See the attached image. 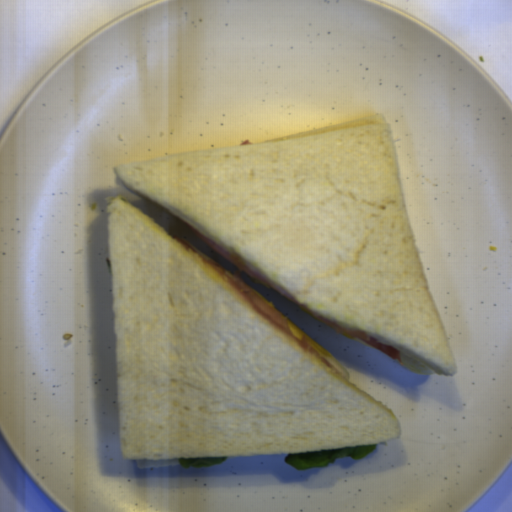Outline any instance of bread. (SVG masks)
Segmentation results:
<instances>
[{"instance_id":"2","label":"bread","mask_w":512,"mask_h":512,"mask_svg":"<svg viewBox=\"0 0 512 512\" xmlns=\"http://www.w3.org/2000/svg\"><path fill=\"white\" fill-rule=\"evenodd\" d=\"M112 170L304 307L457 374L385 115Z\"/></svg>"},{"instance_id":"1","label":"bread","mask_w":512,"mask_h":512,"mask_svg":"<svg viewBox=\"0 0 512 512\" xmlns=\"http://www.w3.org/2000/svg\"><path fill=\"white\" fill-rule=\"evenodd\" d=\"M121 454L288 455L396 439L391 409L285 335L141 209L106 197Z\"/></svg>"}]
</instances>
